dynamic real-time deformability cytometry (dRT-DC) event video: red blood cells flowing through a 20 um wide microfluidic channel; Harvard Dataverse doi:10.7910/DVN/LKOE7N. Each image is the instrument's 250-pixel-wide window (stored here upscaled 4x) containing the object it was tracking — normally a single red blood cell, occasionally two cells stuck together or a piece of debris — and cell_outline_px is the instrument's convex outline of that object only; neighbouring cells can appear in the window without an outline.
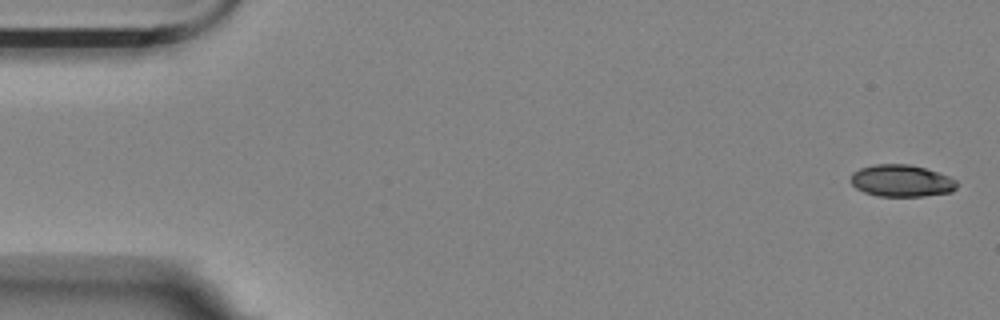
{"species": "Egyptian fruit bat (a non-hibernating species)", "species_latin": "Rousettus aegyptiacus", "temperature_condition": "room temperature", "stored_images_in_passage": 5, "camera_frame_rate_fps": 3000, "um_per_image_px": 0.085, "animal": {"sex": "female"}, "frame": {"image": 1, "passage_image": 1, "time_ms": 0.0, "image_size_px": [1000, 320], "cell_outline_px": [[956, 188], [952, 192], [924, 196], [876, 196], [864, 192], [856, 188], [852, 184], [852, 172], [860, 168], [876, 164], [908, 164], [924, 168], [948, 176], [956, 180]], "centroid_in_image_um": [76.61, 15.37], "position_along_channel_um": 8.4, "area_um2": 19.65}}
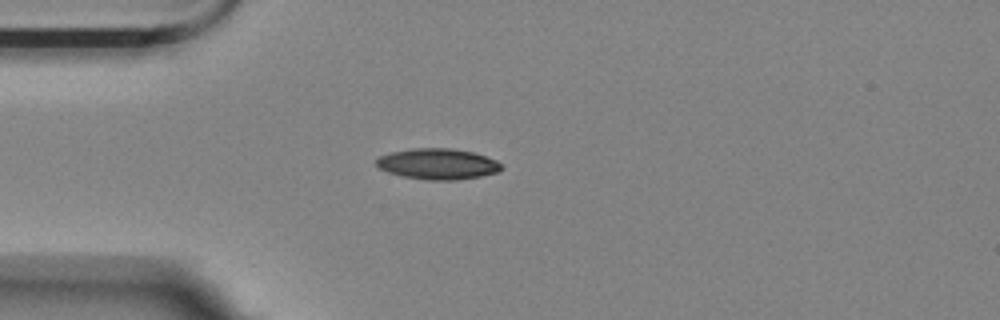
{"frame": {"image": 2, "passage_image": 5, "time_ms": 1.333, "image_size_px": [1000, 320], "cell_outline_px": [[504, 168], [496, 172], [480, 176], [456, 180], [428, 180], [400, 176], [388, 172], [380, 168], [376, 164], [376, 160], [380, 156], [392, 152], [412, 148], [452, 148], [472, 152], [496, 160]], "centroid_in_image_um": [37.19, 13.94], "position_along_channel_um": 47.8, "area_um2": 22.37}}